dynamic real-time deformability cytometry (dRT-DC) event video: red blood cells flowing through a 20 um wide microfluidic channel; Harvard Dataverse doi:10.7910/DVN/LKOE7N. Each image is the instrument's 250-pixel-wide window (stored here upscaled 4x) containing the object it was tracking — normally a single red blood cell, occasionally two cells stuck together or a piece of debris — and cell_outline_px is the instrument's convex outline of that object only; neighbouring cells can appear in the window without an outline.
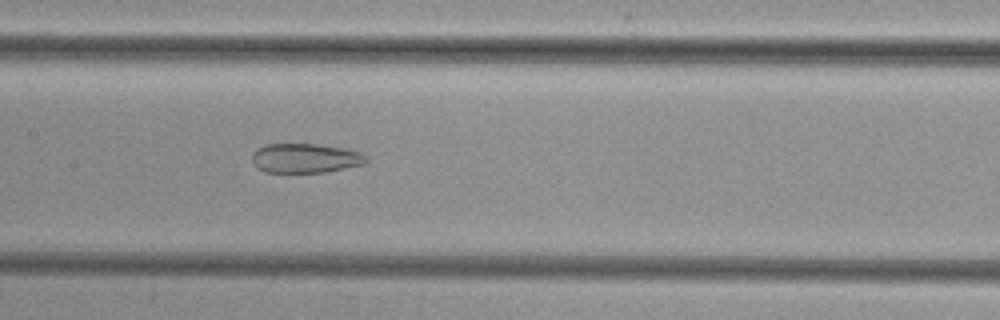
{"species": "common noctule bat (a hibernating species)", "species_latin": "Nyctalus noctula", "temperature_condition": "cold", "stored_images_in_passage": 41, "camera_frame_rate_fps": 3000, "um_per_image_px": 0.085, "animal": {"sex": "female", "body_mass_g": 29.2, "forearm_length_mm": 56.3}, "frame": {"image": 1, "passage_image": 21, "time_ms": 6.667, "image_size_px": [1000, 320], "cell_outline_px": [[368, 160], [364, 164], [324, 172], [264, 172], [256, 168], [252, 160], [252, 156], [256, 148], [264, 144], [316, 144], [340, 148], [360, 152]], "centroid_in_image_um": [25.88, 13.45], "position_along_channel_um": 181.5, "area_um2": 19.42}}
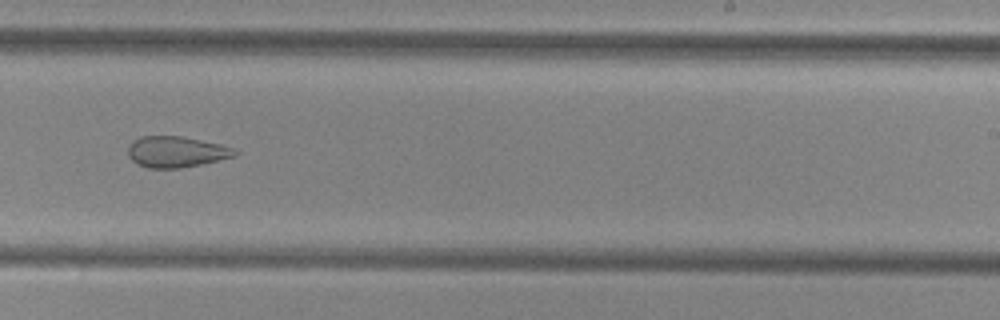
{"frame": {"image": 2, "passage_image": 28, "time_ms": 9.0, "image_size_px": [1000, 320], "cell_outline_px": [[240, 152], [236, 156], [200, 164], [176, 168], [148, 168], [132, 160], [128, 156], [128, 144], [132, 140], [140, 136], [180, 136], [220, 144], [232, 148]], "centroid_in_image_um": [14.96, 12.89], "position_along_channel_um": 274.0, "area_um2": 19.19}}
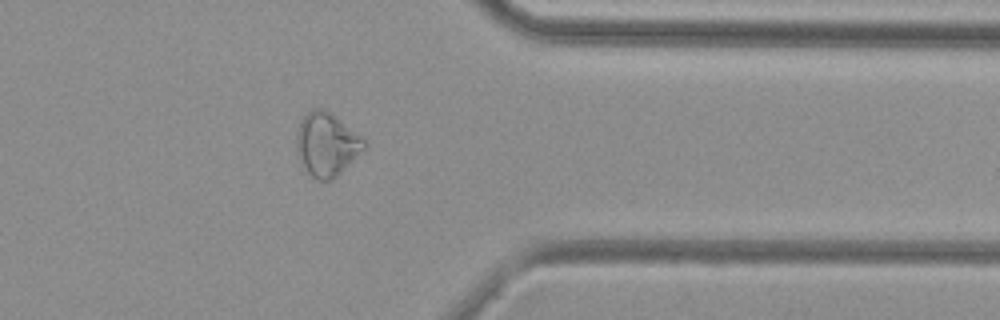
{"frame": {"image": 3, "passage_image": 37, "time_ms": 12.0, "image_size_px": [1000, 320], "cell_outline_px": [[368, 144], [332, 180], [316, 180], [308, 172], [300, 160], [296, 152], [296, 132], [300, 120], [312, 108], [320, 108], [332, 112], [360, 136]], "centroid_in_image_um": [27.73, 12.24], "position_along_channel_um": 383.7, "area_um2": 24.74}}